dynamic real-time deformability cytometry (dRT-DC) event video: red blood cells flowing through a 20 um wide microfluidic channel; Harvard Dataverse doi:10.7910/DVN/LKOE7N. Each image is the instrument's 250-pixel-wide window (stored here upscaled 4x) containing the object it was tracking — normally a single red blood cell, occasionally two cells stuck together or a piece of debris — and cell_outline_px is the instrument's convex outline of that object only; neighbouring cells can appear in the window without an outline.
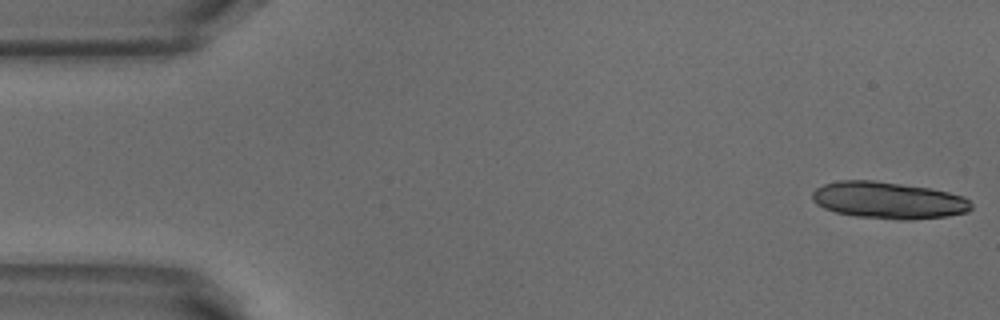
{"species": "common noctule bat (a hibernating species)", "species_latin": "Nyctalus noctula", "temperature_condition": "warm", "stored_images_in_passage": 14, "camera_frame_rate_fps": 3000, "um_per_image_px": 0.085, "animal": {"sex": "male", "body_mass_g": 18.8}, "frame": {"image": 1, "passage_image": 1, "time_ms": 0.0, "image_size_px": [1000, 320], "cell_outline_px": [[972, 208], [968, 212], [948, 216], [908, 220], [896, 220], [856, 216], [836, 212], [824, 208], [816, 204], [812, 200], [812, 192], [816, 188], [824, 184], [836, 180], [872, 180], [928, 188], [948, 192], [964, 196], [972, 204]], "centroid_in_image_um": [75.5, 17.03], "position_along_channel_um": 9.5, "area_um2": 34.22}}